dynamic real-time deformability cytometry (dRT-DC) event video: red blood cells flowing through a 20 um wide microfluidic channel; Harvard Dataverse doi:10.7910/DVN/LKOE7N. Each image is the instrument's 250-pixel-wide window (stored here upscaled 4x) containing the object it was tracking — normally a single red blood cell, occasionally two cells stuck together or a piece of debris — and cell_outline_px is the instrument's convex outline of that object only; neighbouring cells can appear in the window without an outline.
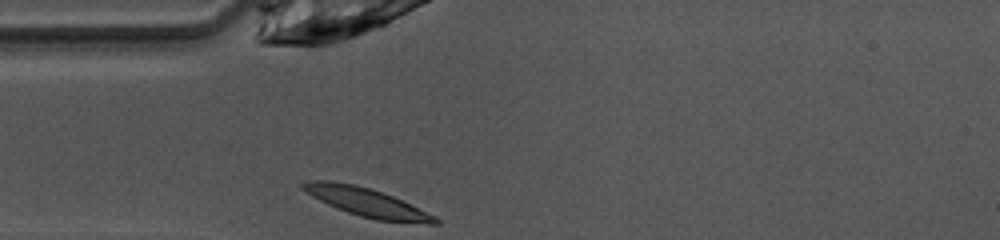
{"species": "common noctule bat (a hibernating species)", "species_latin": "Nyctalus noctula", "temperature_condition": "warm", "stored_images_in_passage": 26, "camera_frame_rate_fps": 3000, "um_per_image_px": 0.085, "animal": {"sex": "female", "body_mass_g": 10.0, "forearm_length_mm": 53.1}, "frame": {"image": 1, "passage_image": 1, "time_ms": 0.0, "image_size_px": [1000, 240], "cell_outline_px": [[440, 224], [428, 224], [376, 220], [360, 216], [336, 208], [312, 196], [300, 188], [300, 184], [308, 180], [328, 180], [352, 184], [368, 188], [392, 196], [436, 216], [440, 220]], "centroid_in_image_um": [31.17, 17.21], "position_along_channel_um": 53.8, "area_um2": 21.79}}
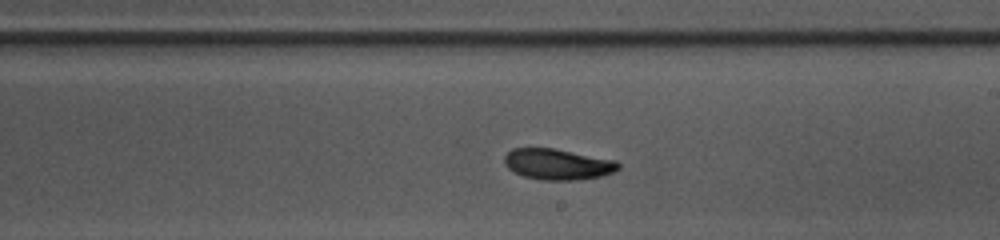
{"frame": {"image": 2, "passage_image": 15, "time_ms": 4.667, "image_size_px": [1000, 240], "cell_outline_px": [[620, 168], [604, 176], [580, 180], [540, 180], [524, 176], [512, 172], [504, 164], [504, 156], [512, 148], [552, 148], [616, 160], [620, 164]], "centroid_in_image_um": [47.4, 13.97], "position_along_channel_um": 241.6, "area_um2": 20.69}}
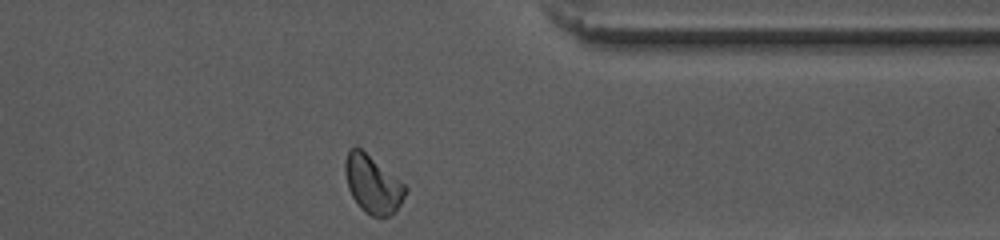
{"frame": {"image": 3, "passage_image": 26, "time_ms": 8.333, "image_size_px": [1000, 240], "cell_outline_px": [[408, 192], [396, 212], [388, 216], [372, 216], [364, 212], [360, 208], [352, 196], [348, 188], [344, 172], [344, 160], [348, 148], [356, 144], [404, 184], [408, 188]], "centroid_in_image_um": [31.66, 15.64], "position_along_channel_um": 379.7, "area_um2": 20.58}, "authors_computed_cell_mechanics": {"area_um2": 20.4323, "velocity_mm_per_s": 4.0618, "shape_relaxation_time_tau1_ms": 4.3036, "shape_relaxation_time_tau2_ms": 4.4504, "deformation_change_tau1": 0.1305, "deformation_change_tau2": 0.0894}}